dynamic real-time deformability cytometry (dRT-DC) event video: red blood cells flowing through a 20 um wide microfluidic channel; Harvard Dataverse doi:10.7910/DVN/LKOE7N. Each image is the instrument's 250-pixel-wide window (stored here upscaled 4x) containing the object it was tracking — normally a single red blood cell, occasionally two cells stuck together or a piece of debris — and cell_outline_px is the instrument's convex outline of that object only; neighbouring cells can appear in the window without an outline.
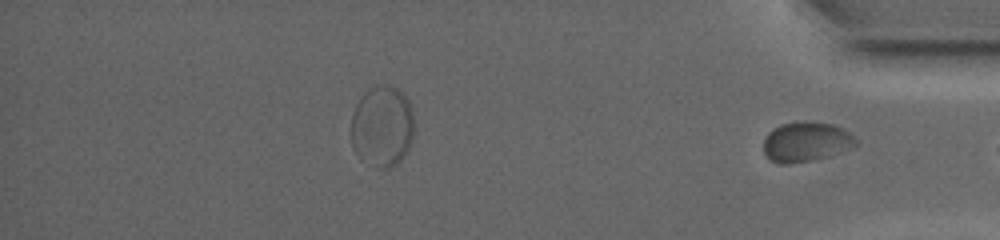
{"species": "common noctule bat (a hibernating species)", "species_latin": "Nyctalus noctula", "temperature_condition": "warm", "stored_images_in_passage": 28, "segment_of_instrument_passage": [2, 2], "camera_frame_rate_fps": 4500, "um_per_image_px": 0.085, "animal": {"sex": "female", "body_mass_g": 19.0, "forearm_length_mm": 53.3}, "frame": {"image": 1, "passage_image": 28, "time_ms": 14.0, "image_size_px": [1000, 240], "cell_outline_px": [[856, 144], [828, 156], [788, 164], [780, 164], [772, 160], [764, 152], [764, 136], [772, 128], [780, 124], [800, 120], [804, 120], [832, 124], [844, 128], [856, 140]], "centroid_in_image_um": [68.45, 12.01], "position_along_channel_um": 366.7, "area_um2": 21.21}}